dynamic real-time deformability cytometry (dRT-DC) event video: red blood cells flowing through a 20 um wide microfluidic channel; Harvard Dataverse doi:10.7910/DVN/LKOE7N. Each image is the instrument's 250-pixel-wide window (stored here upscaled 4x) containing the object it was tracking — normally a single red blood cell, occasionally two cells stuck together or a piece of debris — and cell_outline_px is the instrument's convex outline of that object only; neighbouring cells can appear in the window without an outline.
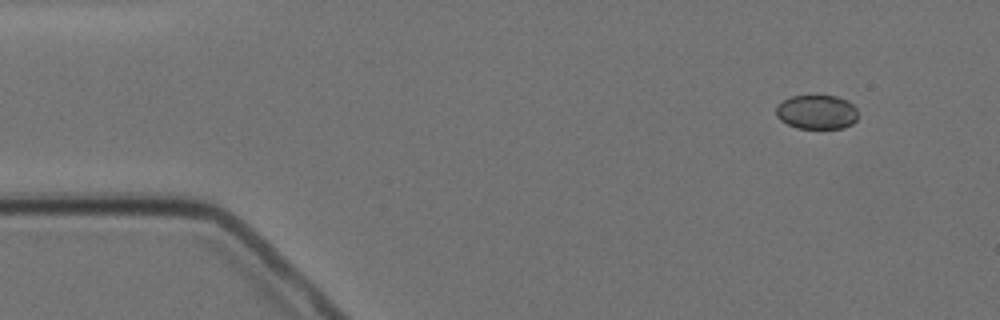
{"species": "Egyptian fruit bat (a non-hibernating species)", "species_latin": "Rousettus aegyptiacus", "temperature_condition": "cold", "stored_images_in_passage": 4, "camera_frame_rate_fps": 3000, "um_per_image_px": 0.085, "animal": {"sex": "female"}, "frame": {"image": 1, "passage_image": 2, "time_ms": 1.0, "image_size_px": [1000, 320], "cell_outline_px": [[856, 120], [852, 124], [844, 128], [796, 128], [780, 120], [776, 116], [776, 104], [792, 96], [836, 96], [848, 100], [856, 108]], "centroid_in_image_um": [69.41, 9.52], "position_along_channel_um": 15.6, "area_um2": 16.36}}
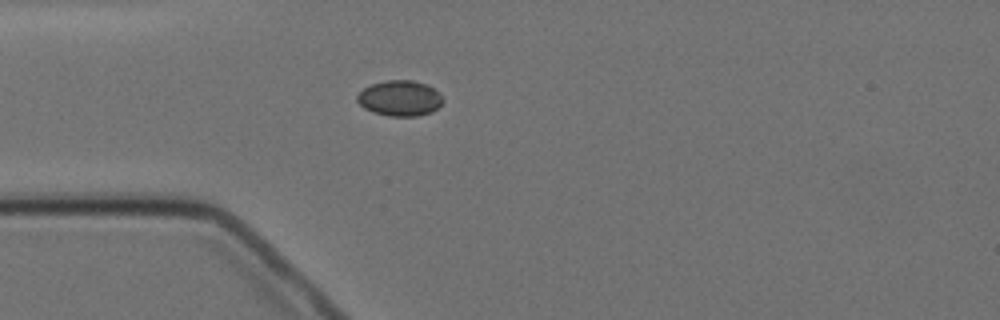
{"frame": {"image": 2, "passage_image": 4, "time_ms": 4.333, "image_size_px": [1000, 320], "cell_outline_px": [[444, 100], [432, 112], [420, 116], [388, 116], [372, 112], [364, 108], [356, 100], [356, 96], [364, 88], [372, 84], [388, 80], [412, 80], [428, 84]], "centroid_in_image_um": [33.96, 8.36], "position_along_channel_um": 51.0, "area_um2": 17.69}}